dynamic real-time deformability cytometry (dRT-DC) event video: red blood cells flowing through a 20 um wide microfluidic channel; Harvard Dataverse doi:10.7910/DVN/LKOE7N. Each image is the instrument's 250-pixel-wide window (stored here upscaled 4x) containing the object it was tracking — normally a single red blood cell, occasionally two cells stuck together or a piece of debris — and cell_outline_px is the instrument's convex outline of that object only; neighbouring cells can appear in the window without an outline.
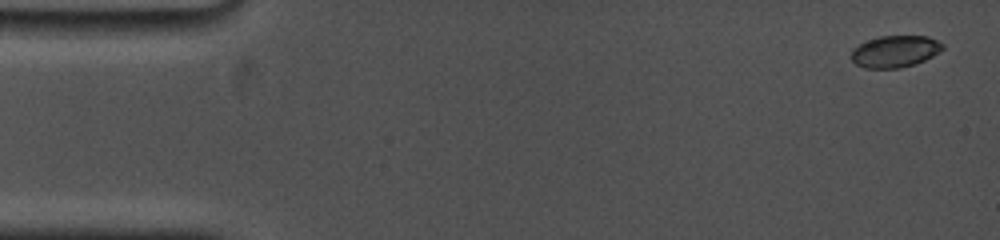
{"species": "common noctule bat (a hibernating species)", "species_latin": "Nyctalus noctula", "temperature_condition": "cold", "stored_images_in_passage": 44, "camera_frame_rate_fps": 5000, "um_per_image_px": 0.085, "animal": {"sex": "female", "body_mass_g": 19.0, "forearm_length_mm": 53.3}, "frame": {"image": 1, "passage_image": 1, "time_ms": 0.0, "image_size_px": [1000, 240], "cell_outline_px": [[944, 48], [940, 52], [916, 64], [900, 68], [864, 68], [856, 64], [852, 60], [852, 48], [864, 40], [880, 36], [928, 36], [944, 44]], "centroid_in_image_um": [76.06, 4.36], "position_along_channel_um": 8.9, "area_um2": 17.11}}
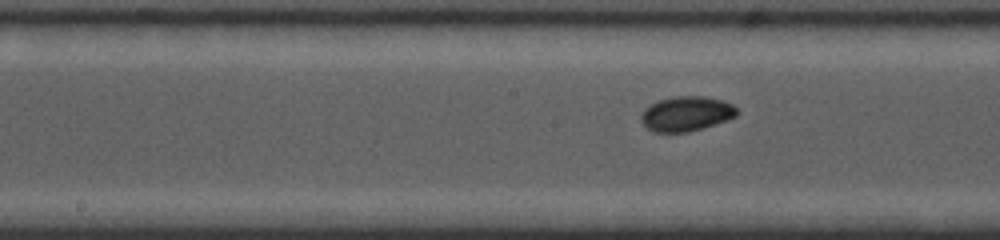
{"frame": {"image": 2, "passage_image": 24, "time_ms": 8.2, "image_size_px": [1000, 240], "cell_outline_px": [[740, 112], [736, 116], [728, 120], [688, 132], [652, 132], [640, 120], [640, 116], [644, 108], [648, 104], [656, 100], [672, 96], [704, 96], [720, 100], [732, 104]], "centroid_in_image_um": [58.3, 9.66], "position_along_channel_um": 189.9, "area_um2": 19.65}}
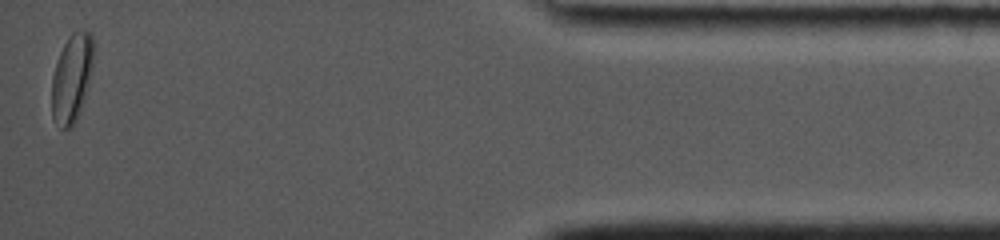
{"frame": {"image": 3, "passage_image": 44, "time_ms": 16.2, "image_size_px": [1000, 240], "cell_outline_px": [[92, 64], [88, 84], [80, 112], [72, 128], [64, 128], [52, 116], [52, 76], [56, 60], [64, 44], [72, 32], [92, 32]], "centroid_in_image_um": [6.08, 6.63], "position_along_channel_um": 429.1, "area_um2": 20.92}, "authors_computed_cell_mechanics": {"area_um2": 18.3226, "velocity_mm_per_s": 3.7169, "shape_relaxation_time_tau1_ms": 2.0391, "shape_relaxation_time_tau2_ms": null, "deformation_change_tau1": 0.0887, "deformation_change_tau2": null}}